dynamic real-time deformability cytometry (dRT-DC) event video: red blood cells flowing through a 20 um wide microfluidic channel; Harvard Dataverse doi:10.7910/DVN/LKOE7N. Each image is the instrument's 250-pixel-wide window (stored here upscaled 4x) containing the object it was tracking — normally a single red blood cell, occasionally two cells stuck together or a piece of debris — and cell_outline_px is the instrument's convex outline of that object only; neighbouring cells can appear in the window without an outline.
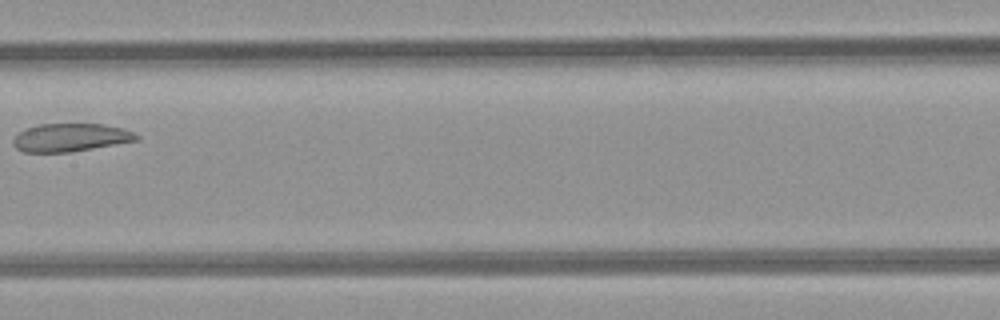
{"species": "common noctule bat (a hibernating species)", "species_latin": "Nyctalus noctula", "temperature_condition": "room temperature", "stored_images_in_passage": 8, "camera_frame_rate_fps": 3000, "um_per_image_px": 0.085, "animal": {"sex": "female", "body_mass_g": 21.9}, "frame": {"image": 1, "passage_image": 8, "time_ms": 8.0, "image_size_px": [1000, 320], "cell_outline_px": [[140, 140], [72, 152], [24, 152], [16, 148], [12, 144], [12, 140], [24, 128], [36, 124], [100, 124], [124, 128], [136, 132], [140, 136]], "centroid_in_image_um": [6.02, 11.69], "position_along_channel_um": 201.4, "area_um2": 20.46}}